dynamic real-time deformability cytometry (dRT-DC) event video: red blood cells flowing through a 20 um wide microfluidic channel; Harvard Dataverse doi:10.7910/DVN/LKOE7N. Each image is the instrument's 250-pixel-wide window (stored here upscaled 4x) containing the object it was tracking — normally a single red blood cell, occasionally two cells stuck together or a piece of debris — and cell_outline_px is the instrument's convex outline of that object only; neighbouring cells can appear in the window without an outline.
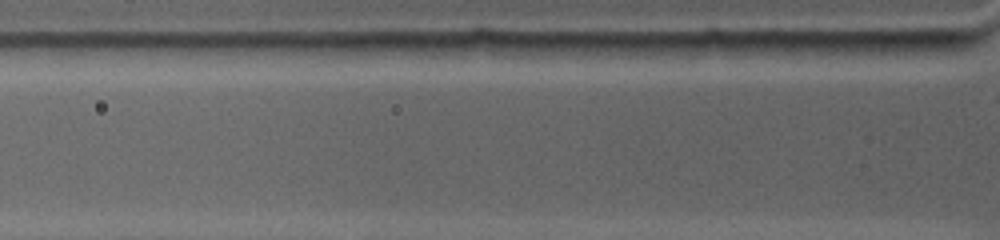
{"species": "common noctule bat (a hibernating species)", "species_latin": "Nyctalus noctula", "temperature_condition": "warm", "stored_images_in_passage": 3, "segment_of_instrument_passage": [2, 2], "camera_frame_rate_fps": 4500, "um_per_image_px": 0.085, "animal": {"sex": "female", "body_mass_g": 19.0, "forearm_length_mm": 53.3}, "frame": {"image": 1, "passage_image": 3, "time_ms": 0.444, "image_size_px": [1000, 240], "cell_outline_px": [[736, 44], [724, 56], [704, 60], [576, 60], [572, 44], [708, 40], [728, 40]], "centroid_in_image_um": [55.57, 4.29], "position_along_channel_um": 70.2, "area_um2": 20.23}}